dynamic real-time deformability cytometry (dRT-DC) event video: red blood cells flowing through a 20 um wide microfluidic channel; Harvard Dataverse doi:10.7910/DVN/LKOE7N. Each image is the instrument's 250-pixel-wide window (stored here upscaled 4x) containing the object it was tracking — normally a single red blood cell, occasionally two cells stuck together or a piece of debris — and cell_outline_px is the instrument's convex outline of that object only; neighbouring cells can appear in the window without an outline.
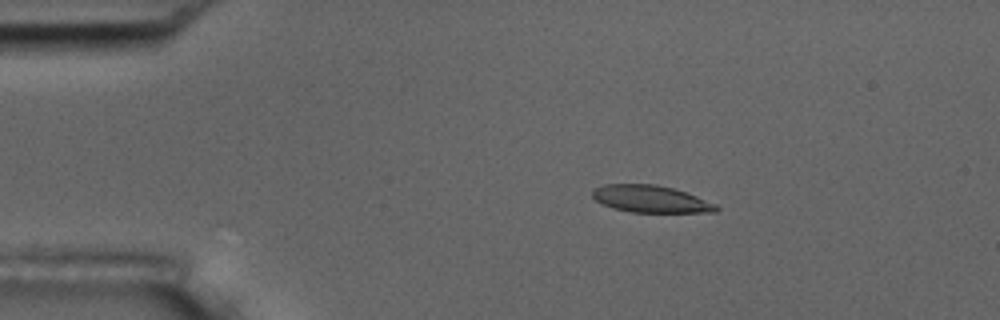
{"species": "common noctule bat (a hibernating species)", "species_latin": "Nyctalus noctula", "temperature_condition": "room temperature", "stored_images_in_passage": 8, "camera_frame_rate_fps": 3000, "um_per_image_px": 0.085, "animal": {"sex": "male", "body_mass_g": 17.5, "forearm_length_mm": 52.3}, "frame": {"image": 1, "passage_image": 3, "time_ms": 2.0, "image_size_px": [1000, 320], "cell_outline_px": [[720, 208], [716, 212], [632, 212], [616, 208], [604, 204], [596, 200], [592, 196], [592, 192], [596, 188], [604, 184], [656, 184], [672, 188], [696, 196], [716, 204]], "centroid_in_image_um": [55.33, 16.91], "position_along_channel_um": 29.7, "area_um2": 19.25}}
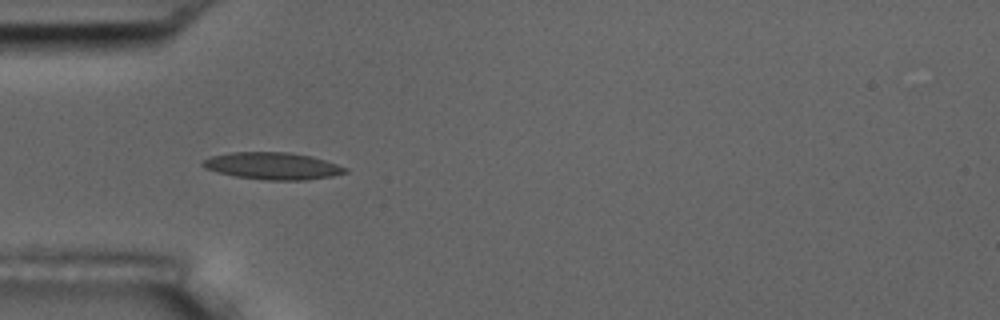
{"frame": {"image": 2, "passage_image": 5, "time_ms": 4.333, "image_size_px": [1000, 320], "cell_outline_px": [[348, 172], [332, 176], [304, 180], [264, 180], [236, 176], [216, 172], [204, 168], [200, 164], [204, 160], [212, 156], [232, 152], [288, 152], [312, 156], [348, 168]], "centroid_in_image_um": [23.17, 14.1], "position_along_channel_um": 61.8, "area_um2": 22.43}}
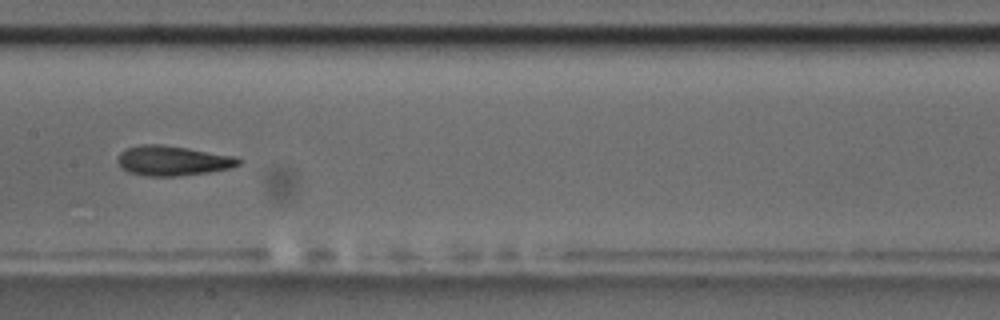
{"frame": {"image": 3, "passage_image": 8, "time_ms": 8.0, "image_size_px": [1000, 320], "cell_outline_px": [[240, 164], [232, 168], [208, 172], [176, 176], [148, 176], [128, 172], [116, 160], [120, 152], [124, 148], [140, 144], [160, 144], [188, 148], [236, 156], [240, 160]], "centroid_in_image_um": [14.67, 13.65], "position_along_channel_um": 192.7, "area_um2": 21.1}}